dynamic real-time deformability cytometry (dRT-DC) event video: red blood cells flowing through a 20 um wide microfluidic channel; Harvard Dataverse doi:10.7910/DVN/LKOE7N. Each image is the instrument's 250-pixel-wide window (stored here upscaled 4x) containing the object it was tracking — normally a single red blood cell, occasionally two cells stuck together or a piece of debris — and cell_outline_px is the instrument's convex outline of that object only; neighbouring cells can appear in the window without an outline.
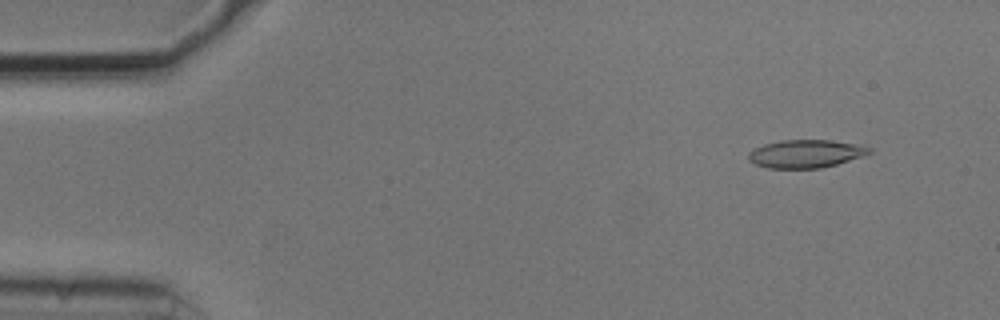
{"species": "common noctule bat (a hibernating species)", "species_latin": "Nyctalus noctula", "temperature_condition": "cold", "stored_images_in_passage": 48, "camera_frame_rate_fps": 3000, "um_per_image_px": 0.085, "animal": {"sex": "male", "body_mass_g": 20.5, "forearm_length_mm": 52.5}, "frame": {"image": 1, "passage_image": 5, "time_ms": 1.333, "image_size_px": [1000, 320], "cell_outline_px": [[872, 152], [864, 156], [836, 164], [820, 168], [768, 168], [756, 164], [748, 160], [748, 152], [764, 144], [780, 140], [832, 140], [872, 148]], "centroid_in_image_um": [68.47, 13.07], "position_along_channel_um": 16.5, "area_um2": 19.59}}
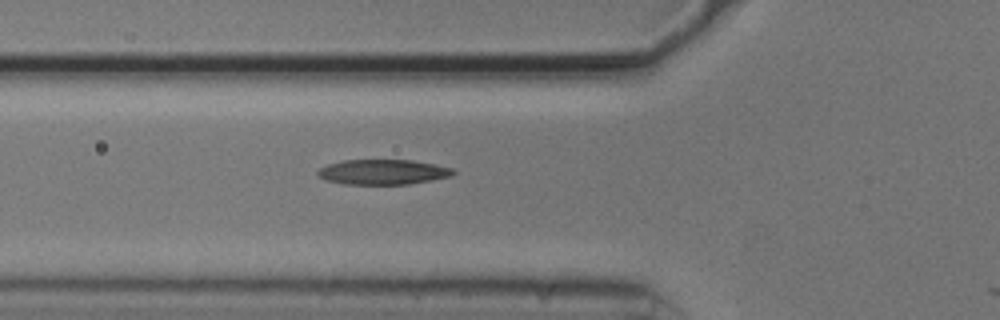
{"frame": {"image": 2, "passage_image": 19, "time_ms": 6.0, "image_size_px": [1000, 320], "cell_outline_px": [[456, 172], [452, 176], [432, 180], [408, 184], [344, 184], [324, 180], [316, 172], [320, 168], [328, 164], [344, 160], [412, 160], [452, 168]], "centroid_in_image_um": [32.54, 14.62], "position_along_channel_um": 93.3, "area_um2": 19.71}}
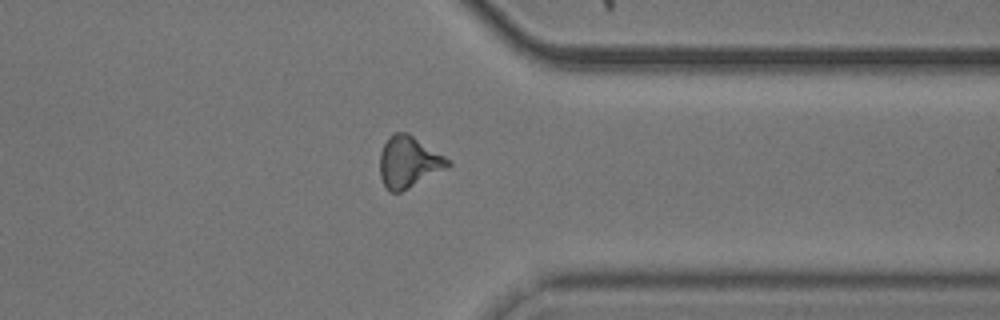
{"frame": {"image": 3, "passage_image": 42, "time_ms": 13.667, "image_size_px": [1000, 320], "cell_outline_px": [[452, 164], [448, 168], [400, 192], [388, 192], [380, 176], [380, 152], [388, 136], [396, 132], [408, 132], [452, 160]], "centroid_in_image_um": [34.76, 13.75], "position_along_channel_um": 376.6, "area_um2": 20.58}}